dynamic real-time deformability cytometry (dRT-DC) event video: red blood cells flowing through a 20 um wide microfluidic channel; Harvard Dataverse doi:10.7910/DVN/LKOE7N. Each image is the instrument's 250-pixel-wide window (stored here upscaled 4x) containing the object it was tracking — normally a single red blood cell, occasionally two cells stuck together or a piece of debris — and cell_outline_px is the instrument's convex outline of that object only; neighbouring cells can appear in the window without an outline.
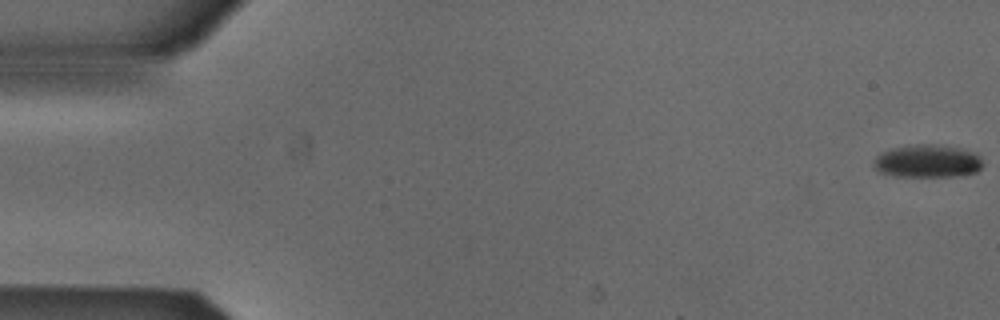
{"species": "Egyptian fruit bat (a non-hibernating species)", "species_latin": "Rousettus aegyptiacus", "temperature_condition": "cold", "stored_images_in_passage": 45, "camera_frame_rate_fps": 3000, "um_per_image_px": 0.085, "animal": {"sex": "male"}, "frame": {"image": 1, "passage_image": 1, "time_ms": 0.0, "image_size_px": [1000, 320], "cell_outline_px": [[984, 164], [976, 172], [952, 176], [896, 176], [880, 172], [872, 164], [872, 160], [880, 152], [892, 148], [916, 144], [936, 144], [960, 148], [976, 152], [980, 156]], "centroid_in_image_um": [78.83, 13.68], "position_along_channel_um": 6.2, "area_um2": 21.04}}
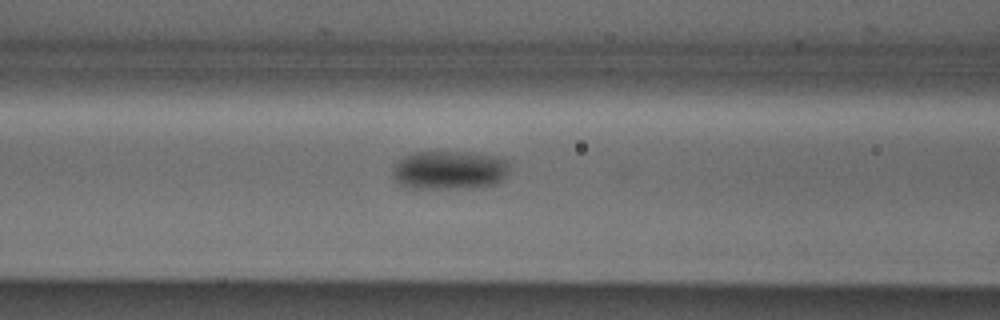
{"frame": {"image": 2, "passage_image": 22, "time_ms": 7.0, "image_size_px": [1000, 320], "cell_outline_px": [[508, 172], [504, 180], [492, 184], [472, 188], [412, 188], [400, 184], [392, 176], [392, 168], [404, 156], [412, 152], [472, 152], [492, 156], [508, 160]], "centroid_in_image_um": [38.2, 14.46], "position_along_channel_um": 128.4, "area_um2": 26.41}}
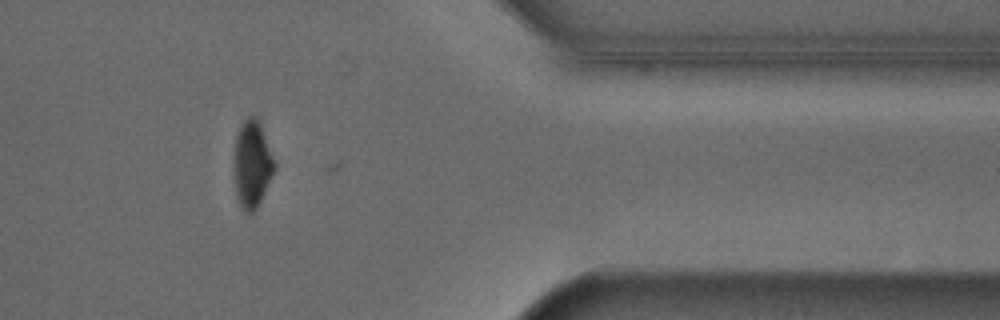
{"frame": {"image": 3, "passage_image": 44, "time_ms": 14.333, "image_size_px": [1000, 320], "cell_outline_px": [[276, 168], [256, 208], [252, 212], [248, 212], [240, 204], [236, 196], [232, 168], [236, 136], [244, 120], [248, 116], [256, 116], [260, 124], [276, 164]], "centroid_in_image_um": [21.4, 13.93], "position_along_channel_um": 390.0, "area_um2": 20.4}, "authors_computed_cell_mechanics": {"area_um2": 23.698, "velocity_mm_per_s": 3.8805, "shape_relaxation_time_tau1_ms": 3.3837, "shape_relaxation_time_tau2_ms": null, "deformation_change_tau1": 0.1157, "deformation_change_tau2": null}}